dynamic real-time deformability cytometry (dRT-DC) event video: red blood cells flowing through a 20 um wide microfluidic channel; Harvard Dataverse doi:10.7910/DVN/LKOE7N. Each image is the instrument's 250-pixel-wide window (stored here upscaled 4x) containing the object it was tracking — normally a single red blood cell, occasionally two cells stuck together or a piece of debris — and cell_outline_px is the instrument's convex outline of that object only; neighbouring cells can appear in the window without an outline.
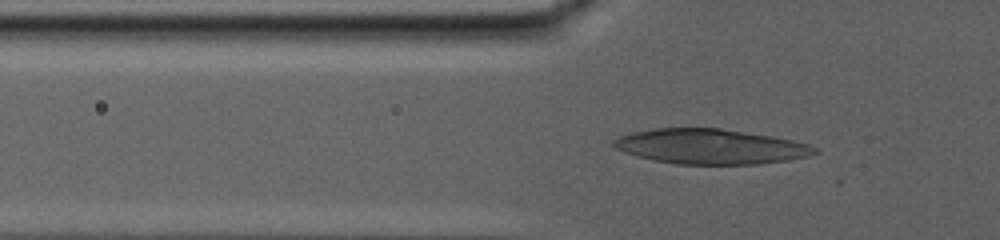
{"species": "human", "species_latin": "Homo sapiens", "temperature_condition": "warm", "stored_images_in_passage": 14, "camera_frame_rate_fps": 3000, "um_per_image_px": 0.085, "donor": {"sex": "male"}, "frame": {"image": 1, "passage_image": 14, "time_ms": 4.333, "image_size_px": [1000, 240], "cell_outline_px": [[780, 140], [772, 160], [736, 164], [692, 164], [664, 160], [628, 136], [644, 132], [668, 128], [712, 128], [760, 136]], "centroid_in_image_um": [60.12, 12.4], "position_along_channel_um": 65.7, "area_um2": 29.77}}